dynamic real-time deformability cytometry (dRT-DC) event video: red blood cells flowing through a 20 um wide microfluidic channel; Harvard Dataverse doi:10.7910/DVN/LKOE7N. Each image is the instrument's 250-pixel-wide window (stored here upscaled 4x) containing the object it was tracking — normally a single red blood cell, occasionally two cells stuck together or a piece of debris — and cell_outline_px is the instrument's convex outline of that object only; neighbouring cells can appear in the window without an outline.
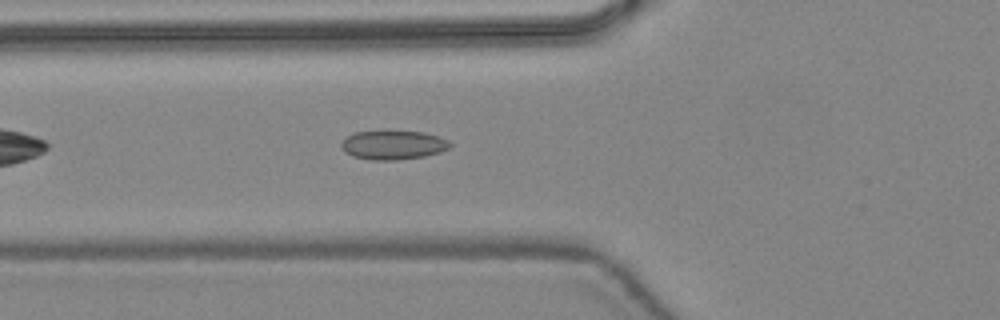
{"species": "common noctule bat (a hibernating species)", "species_latin": "Nyctalus noctula", "temperature_condition": "warm", "stored_images_in_passage": 36, "camera_frame_rate_fps": 3000, "um_per_image_px": 0.085, "animal": {"sex": "female", "body_mass_g": 24.6, "forearm_length_mm": 56.2}, "frame": {"image": 1, "passage_image": 7, "time_ms": 2.0, "image_size_px": [1000, 320], "cell_outline_px": [[452, 144], [448, 148], [440, 152], [424, 156], [396, 160], [372, 160], [352, 156], [344, 152], [340, 148], [340, 144], [348, 136], [356, 132], [424, 132], [448, 140]], "centroid_in_image_um": [33.4, 12.34], "position_along_channel_um": 92.4, "area_um2": 18.09}}
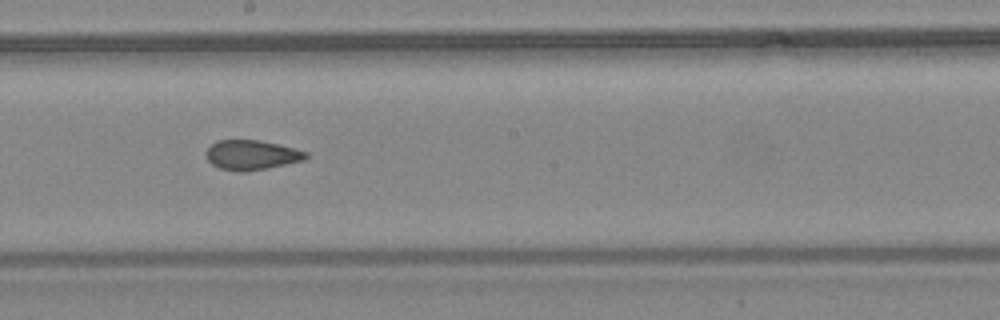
{"frame": {"image": 2, "passage_image": 16, "time_ms": 5.0, "image_size_px": [1000, 320], "cell_outline_px": [[308, 156], [304, 160], [268, 168], [244, 172], [240, 172], [220, 168], [212, 164], [208, 160], [204, 152], [216, 140], [260, 140], [308, 152]], "centroid_in_image_um": [21.36, 13.17], "position_along_channel_um": 226.8, "area_um2": 17.22}}
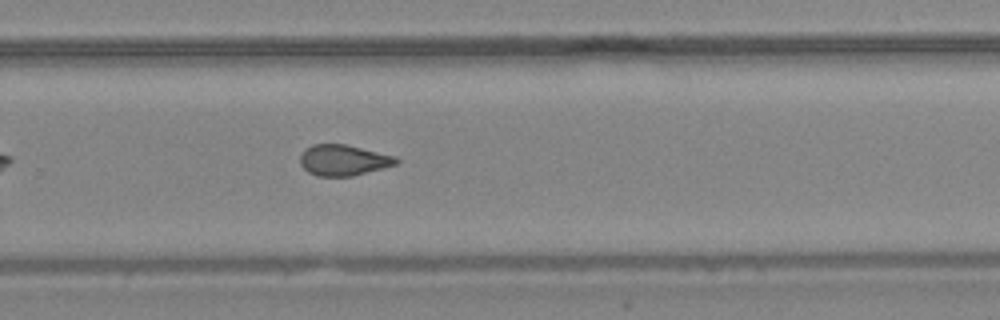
{"frame": {"image": 3, "passage_image": 21, "time_ms": 6.667, "image_size_px": [1000, 320], "cell_outline_px": [[400, 164], [352, 176], [316, 176], [308, 172], [300, 164], [300, 156], [304, 148], [312, 144], [344, 144], [396, 156], [400, 160]], "centroid_in_image_um": [29.2, 13.61], "position_along_channel_um": 300.6, "area_um2": 17.46}, "authors_computed_cell_mechanics": {"area_um2": 17.8313, "velocity_mm_per_s": 4.4626, "shape_relaxation_time_tau1_ms": null, "shape_relaxation_time_tau2_ms": 1.8805, "deformation_change_tau1": null, "deformation_change_tau2": 0.0947}}